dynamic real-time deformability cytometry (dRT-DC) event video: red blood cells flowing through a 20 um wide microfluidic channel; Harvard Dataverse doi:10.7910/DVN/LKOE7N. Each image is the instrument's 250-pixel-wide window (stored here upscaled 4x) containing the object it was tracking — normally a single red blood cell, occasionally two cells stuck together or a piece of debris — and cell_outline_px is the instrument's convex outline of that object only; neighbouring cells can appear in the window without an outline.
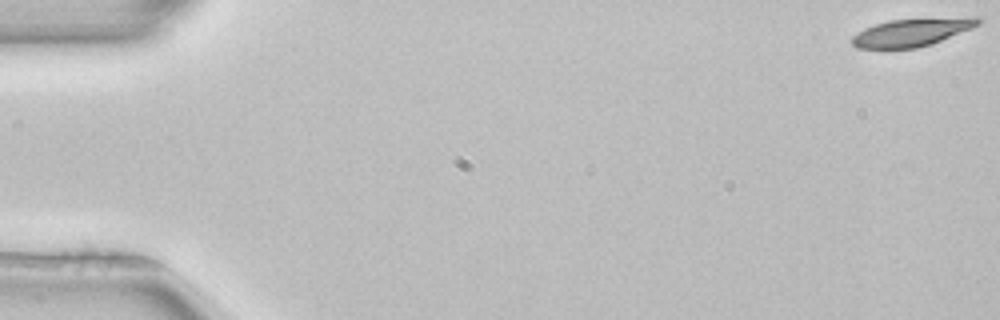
{"species": "common noctule bat (a hibernating species)", "species_latin": "Nyctalus noctula", "temperature_condition": "room temperature", "stored_images_in_passage": 53, "camera_frame_rate_fps": 3000, "um_per_image_px": 0.085, "animal": {"sex": "female", "body_mass_g": 22.7, "forearm_length_mm": 54.2}, "frame": {"image": 1, "passage_image": 1, "time_ms": 0.0, "image_size_px": [1000, 320], "cell_outline_px": [[984, 20], [980, 24], [972, 28], [932, 44], [916, 48], [856, 48], [848, 40], [852, 36], [864, 28], [888, 20], [976, 16]], "centroid_in_image_um": [77.53, 2.74], "position_along_channel_um": 7.5, "area_um2": 20.69}}
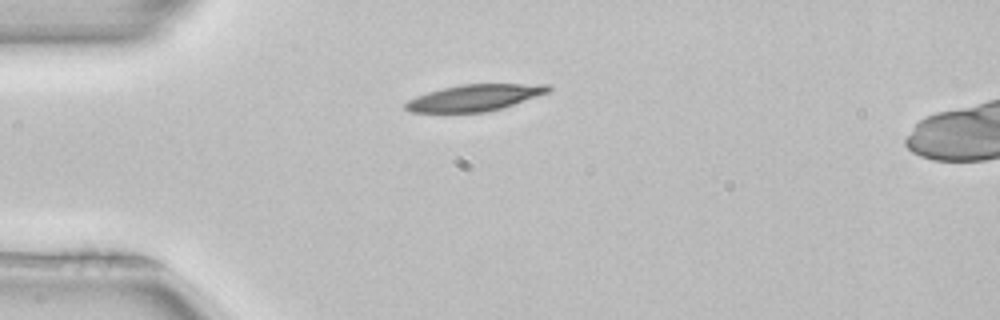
{"frame": {"image": 2, "passage_image": 14, "time_ms": 4.333, "image_size_px": [1000, 320], "cell_outline_px": [[552, 88], [548, 92], [500, 108], [484, 112], [408, 112], [404, 108], [404, 104], [408, 100], [416, 96], [428, 92], [460, 84], [548, 84]], "centroid_in_image_um": [40.29, 8.3], "position_along_channel_um": 44.7, "area_um2": 21.68}}
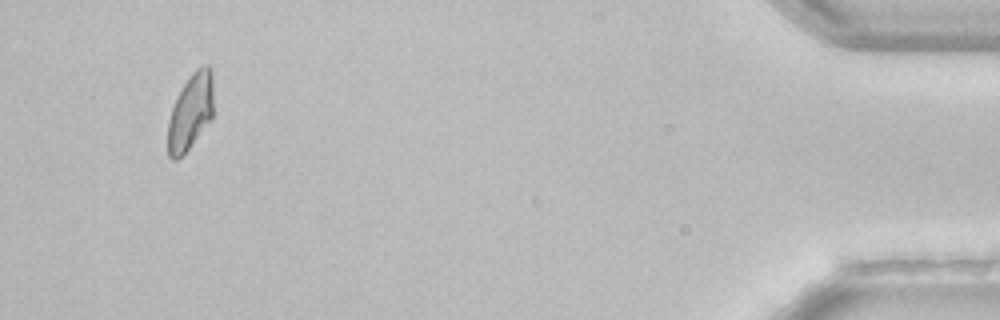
{"frame": {"image": 3, "passage_image": 50, "time_ms": 16.333, "image_size_px": [1000, 320], "cell_outline_px": [[212, 120], [188, 148], [176, 160], [172, 160], [168, 156], [168, 120], [176, 96], [192, 72], [196, 68], [204, 64], [208, 64], [212, 68]], "centroid_in_image_um": [16.2, 9.47], "position_along_channel_um": 419.0, "area_um2": 20.23}, "authors_computed_cell_mechanics": {"area_um2": 21.4438, "velocity_mm_per_s": 3.9331, "shape_relaxation_time_tau1_ms": 2.5143, "shape_relaxation_time_tau2_ms": null, "deformation_change_tau1": 0.1297, "deformation_change_tau2": null}}